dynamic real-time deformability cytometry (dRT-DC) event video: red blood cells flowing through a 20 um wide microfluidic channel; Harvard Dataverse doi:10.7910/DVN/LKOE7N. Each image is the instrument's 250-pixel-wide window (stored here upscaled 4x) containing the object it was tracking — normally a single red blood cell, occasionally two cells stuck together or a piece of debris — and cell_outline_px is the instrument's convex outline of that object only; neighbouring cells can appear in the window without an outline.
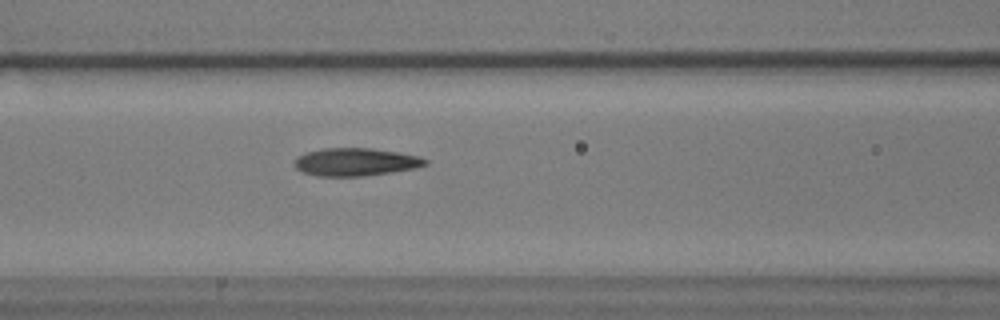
{"species": "common noctule bat (a hibernating species)", "species_latin": "Nyctalus noctula", "temperature_condition": "warm", "stored_images_in_passage": 35, "camera_frame_rate_fps": 3000, "um_per_image_px": 0.085, "animal": {"sex": "male", "body_mass_g": 17.9}, "frame": {"image": 1, "passage_image": 8, "time_ms": 2.333, "image_size_px": [1000, 320], "cell_outline_px": [[428, 164], [416, 168], [392, 172], [360, 176], [316, 176], [304, 172], [296, 168], [292, 164], [296, 156], [304, 152], [324, 148], [372, 148], [420, 156], [428, 160]], "centroid_in_image_um": [30.19, 13.76], "position_along_channel_um": 136.4, "area_um2": 21.39}}
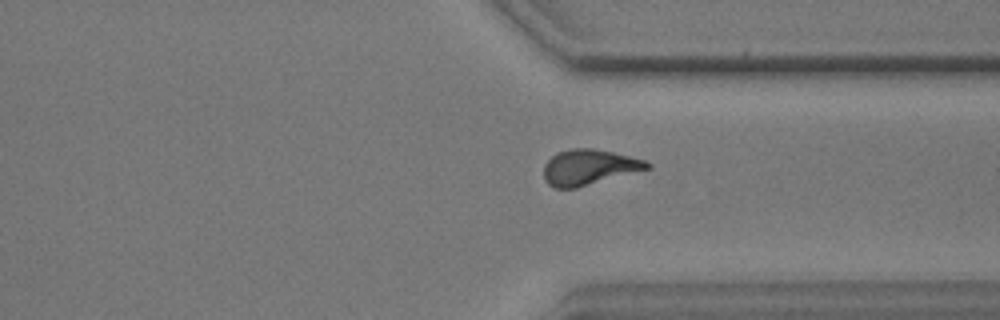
{"frame": {"image": 2, "passage_image": 27, "time_ms": 8.667, "image_size_px": [1000, 320], "cell_outline_px": [[652, 168], [576, 188], [552, 188], [544, 180], [544, 164], [556, 152], [568, 148], [592, 148], [612, 152], [644, 160], [652, 164]], "centroid_in_image_um": [50.04, 14.21], "position_along_channel_um": 361.4, "area_um2": 21.5}}
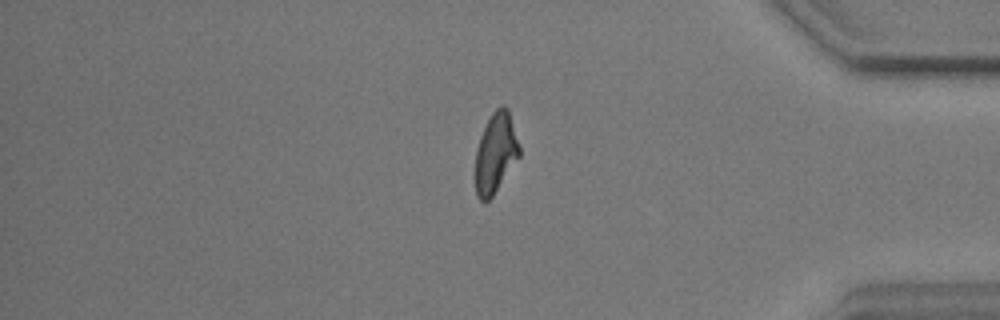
{"frame": {"image": 3, "passage_image": 32, "time_ms": 10.333, "image_size_px": [1000, 320], "cell_outline_px": [[520, 156], [492, 196], [484, 204], [476, 196], [472, 176], [476, 148], [480, 136], [492, 112], [496, 108], [504, 104], [508, 108], [520, 144]], "centroid_in_image_um": [42.08, 13.04], "position_along_channel_um": 393.1, "area_um2": 21.27}, "authors_computed_cell_mechanics": {"area_um2": 21.2704, "velocity_mm_per_s": 3.5512, "shape_relaxation_time_tau1_ms": 8.8958, "shape_relaxation_time_tau2_ms": 2.2643, "deformation_change_tau1": 0.2748, "deformation_change_tau2": 0.1078}}